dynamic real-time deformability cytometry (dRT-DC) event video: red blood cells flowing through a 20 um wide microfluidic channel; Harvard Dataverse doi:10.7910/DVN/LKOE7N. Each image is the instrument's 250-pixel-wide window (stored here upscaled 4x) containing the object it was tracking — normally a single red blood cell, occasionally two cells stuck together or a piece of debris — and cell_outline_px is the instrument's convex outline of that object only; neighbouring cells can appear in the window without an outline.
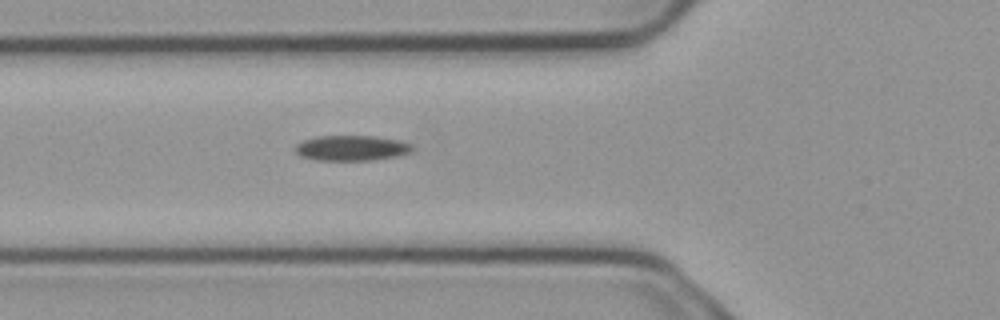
{"species": "common noctule bat (a hibernating species)", "species_latin": "Nyctalus noctula", "temperature_condition": "cold", "stored_images_in_passage": 6, "camera_frame_rate_fps": 3000, "um_per_image_px": 0.085, "animal": {"sex": "male", "body_mass_g": 23.1, "forearm_length_mm": 52.7}, "frame": {"image": 1, "passage_image": 6, "time_ms": 1.667, "image_size_px": [1000, 320], "cell_outline_px": [[412, 148], [408, 152], [396, 156], [372, 160], [316, 160], [300, 156], [296, 152], [296, 144], [304, 140], [320, 136], [372, 136], [400, 140], [412, 144]], "centroid_in_image_um": [29.86, 12.58], "position_along_channel_um": 95.9, "area_um2": 17.05}}